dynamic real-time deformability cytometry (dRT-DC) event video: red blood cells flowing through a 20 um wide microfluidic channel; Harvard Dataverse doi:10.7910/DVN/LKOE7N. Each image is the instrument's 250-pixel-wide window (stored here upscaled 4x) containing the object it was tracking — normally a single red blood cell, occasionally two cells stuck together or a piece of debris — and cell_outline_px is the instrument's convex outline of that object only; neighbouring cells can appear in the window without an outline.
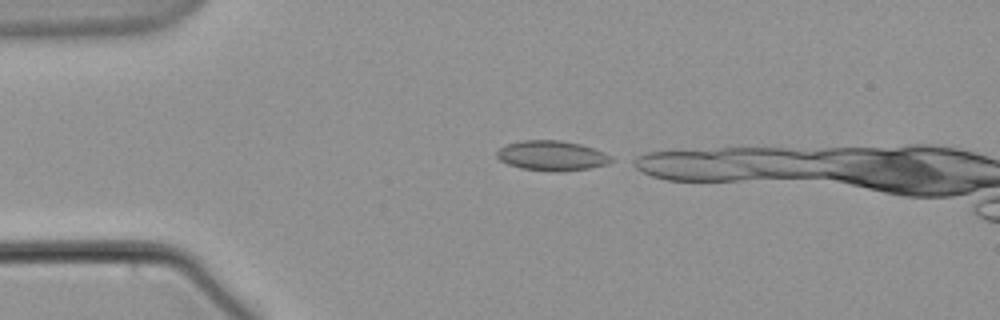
{"species": "common noctule bat (a hibernating species)", "species_latin": "Nyctalus noctula", "temperature_condition": "warm", "stored_images_in_passage": 2, "camera_frame_rate_fps": 3000, "um_per_image_px": 0.085, "animal": {"sex": "male", "body_mass_g": 21.5, "forearm_length_mm": 52.0}, "frame": {"image": 1, "passage_image": 1, "time_ms": 0.0, "image_size_px": [1000, 320], "cell_outline_px": [[616, 160], [608, 164], [588, 168], [556, 172], [520, 168], [508, 164], [500, 160], [496, 156], [496, 152], [500, 148], [508, 144], [520, 140], [560, 140], [580, 144], [604, 152], [612, 156]], "centroid_in_image_um": [46.92, 13.23], "position_along_channel_um": 38.1, "area_um2": 20.0}}